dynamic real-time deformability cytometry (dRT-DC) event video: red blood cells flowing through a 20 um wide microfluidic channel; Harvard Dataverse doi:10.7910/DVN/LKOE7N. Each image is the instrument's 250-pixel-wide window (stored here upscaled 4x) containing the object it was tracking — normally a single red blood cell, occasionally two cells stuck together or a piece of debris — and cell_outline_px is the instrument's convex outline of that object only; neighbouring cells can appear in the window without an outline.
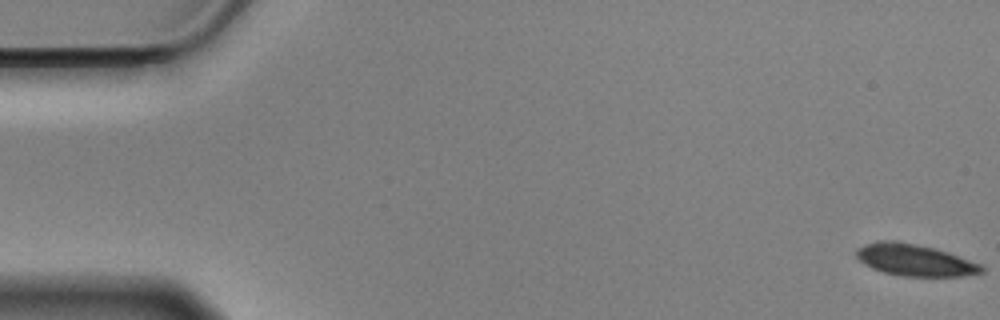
{"species": "Egyptian fruit bat (a non-hibernating species)", "species_latin": "Rousettus aegyptiacus", "temperature_condition": "cold", "stored_images_in_passage": 58, "camera_frame_rate_fps": 3000, "um_per_image_px": 0.085, "animal": {"sex": "male"}, "frame": {"image": 1, "passage_image": 1, "time_ms": 0.0, "image_size_px": [1000, 320], "cell_outline_px": [[984, 272], [960, 276], [900, 276], [884, 272], [872, 268], [864, 264], [856, 256], [856, 248], [864, 244], [916, 244], [948, 252], [980, 264], [984, 268]], "centroid_in_image_um": [77.81, 22.16], "position_along_channel_um": 7.2, "area_um2": 22.08}}
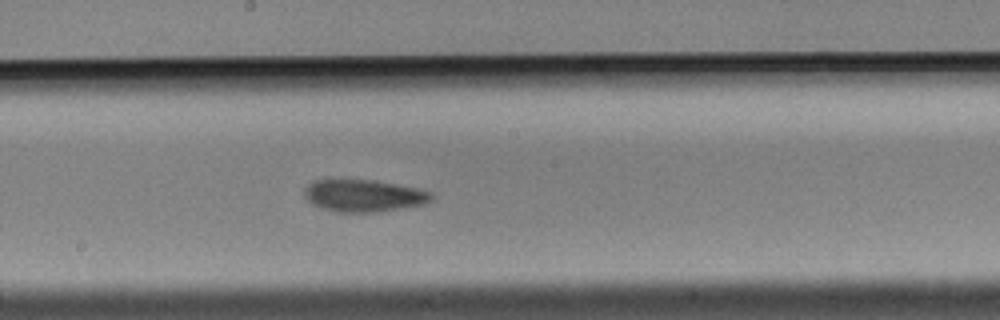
{"frame": {"image": 2, "passage_image": 31, "time_ms": 10.0, "image_size_px": [1000, 320], "cell_outline_px": [[432, 200], [424, 204], [376, 212], [332, 212], [320, 208], [312, 204], [304, 196], [304, 188], [312, 180], [372, 180], [396, 184], [416, 188], [432, 192]], "centroid_in_image_um": [30.87, 16.64], "position_along_channel_um": 217.3, "area_um2": 23.81}}
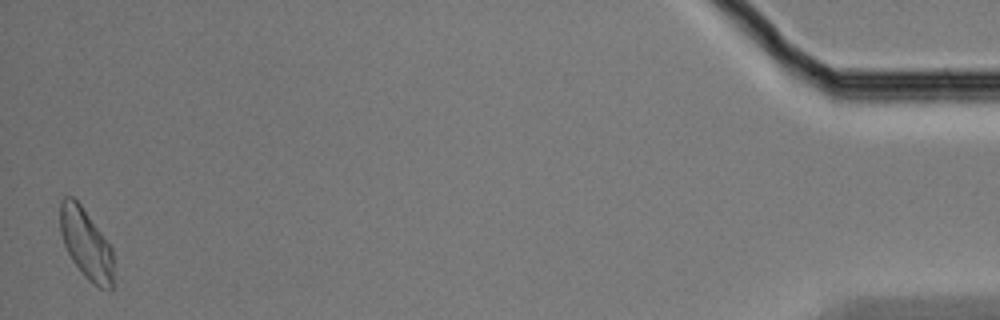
{"frame": {"image": 3, "passage_image": 57, "time_ms": 18.667, "image_size_px": [1000, 320], "cell_outline_px": [[112, 288], [108, 292], [92, 284], [84, 276], [72, 260], [64, 244], [60, 232], [60, 200], [64, 196], [72, 196], [80, 204], [112, 248]], "centroid_in_image_um": [7.3, 20.74], "position_along_channel_um": 427.9, "area_um2": 21.68}, "authors_computed_cell_mechanics": {"area_um2": 23.2356, "velocity_mm_per_s": 3.4919, "shape_relaxation_time_tau1_ms": 5.054, "shape_relaxation_time_tau2_ms": 6.2718, "deformation_change_tau1": 0.1107, "deformation_change_tau2": 0.1248}}